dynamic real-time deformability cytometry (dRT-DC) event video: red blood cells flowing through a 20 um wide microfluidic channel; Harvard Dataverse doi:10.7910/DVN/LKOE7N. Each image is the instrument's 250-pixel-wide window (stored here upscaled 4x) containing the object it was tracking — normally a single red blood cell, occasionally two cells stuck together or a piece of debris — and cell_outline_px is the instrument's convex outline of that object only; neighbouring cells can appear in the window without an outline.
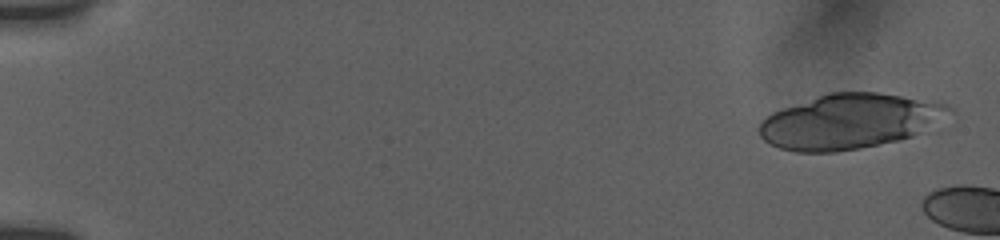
{"species": "human", "species_latin": "Homo sapiens", "temperature_condition": "room temperature", "stored_images_in_passage": 8, "camera_frame_rate_fps": 3000, "um_per_image_px": 0.085, "donor": {"sex": "female"}, "frame": {"image": 1, "passage_image": 2, "time_ms": 0.333, "image_size_px": [1000, 240], "cell_outline_px": [[956, 112], [912, 136], [900, 140], [860, 148], [836, 152], [796, 152], [780, 148], [764, 140], [760, 136], [760, 124], [772, 112], [828, 92], [876, 92], [932, 100], [948, 104], [956, 108]], "centroid_in_image_um": [72.28, 10.3], "position_along_channel_um": 12.7, "area_um2": 60.75}}